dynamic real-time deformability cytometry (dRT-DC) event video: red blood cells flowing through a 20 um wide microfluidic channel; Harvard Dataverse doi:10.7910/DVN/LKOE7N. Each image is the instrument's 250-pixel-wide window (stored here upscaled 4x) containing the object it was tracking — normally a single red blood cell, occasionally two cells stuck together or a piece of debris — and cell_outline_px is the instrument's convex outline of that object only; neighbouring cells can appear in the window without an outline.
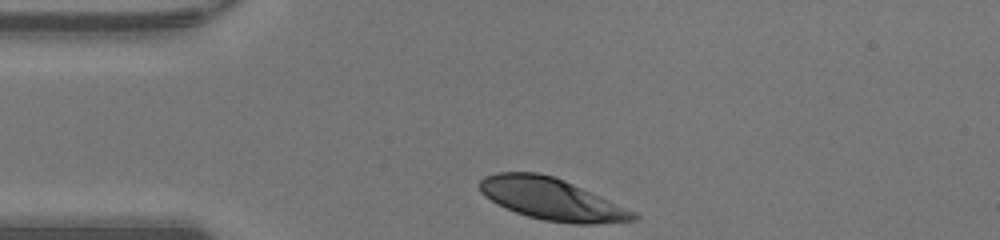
{"species": "human", "species_latin": "Homo sapiens", "temperature_condition": "warm", "stored_images_in_passage": 28, "camera_frame_rate_fps": 3000, "um_per_image_px": 0.085, "donor": {"sex": "male"}, "frame": {"image": 1, "passage_image": 1, "time_ms": 0.0, "image_size_px": [1000, 240], "cell_outline_px": [[640, 216], [636, 220], [592, 224], [572, 224], [544, 220], [528, 216], [516, 212], [484, 196], [480, 192], [480, 180], [484, 176], [496, 172], [536, 172], [552, 176], [564, 180], [636, 212]], "centroid_in_image_um": [46.89, 16.92], "position_along_channel_um": 38.1, "area_um2": 37.05}}
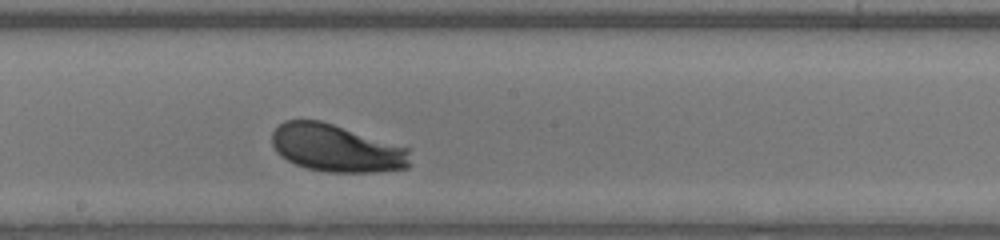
{"frame": {"image": 2, "passage_image": 16, "time_ms": 5.0, "image_size_px": [1000, 240], "cell_outline_px": [[408, 168], [376, 172], [324, 172], [308, 168], [296, 164], [280, 156], [276, 152], [272, 144], [272, 132], [284, 120], [320, 120], [408, 148]], "centroid_in_image_um": [28.54, 12.6], "position_along_channel_um": 219.7, "area_um2": 37.86}}
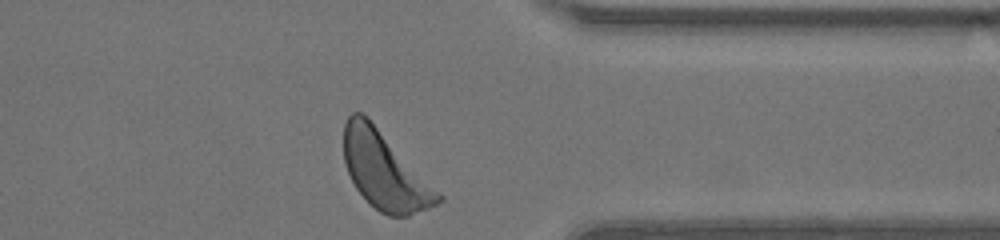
{"frame": {"image": 3, "passage_image": 28, "time_ms": 9.0, "image_size_px": [1000, 240], "cell_outline_px": [[444, 200], [428, 208], [408, 216], [388, 216], [380, 212], [356, 188], [348, 172], [344, 160], [344, 124], [348, 116], [352, 112], [360, 112], [444, 196]], "centroid_in_image_um": [32.7, 14.56], "position_along_channel_um": 378.7, "area_um2": 40.98}, "authors_computed_cell_mechanics": {"area_um2": 38.6971, "velocity_mm_per_s": 4.2313, "shape_relaxation_time_tau1_ms": 1.494, "shape_relaxation_time_tau2_ms": null, "deformation_change_tau1": 0.1287, "deformation_change_tau2": null}}